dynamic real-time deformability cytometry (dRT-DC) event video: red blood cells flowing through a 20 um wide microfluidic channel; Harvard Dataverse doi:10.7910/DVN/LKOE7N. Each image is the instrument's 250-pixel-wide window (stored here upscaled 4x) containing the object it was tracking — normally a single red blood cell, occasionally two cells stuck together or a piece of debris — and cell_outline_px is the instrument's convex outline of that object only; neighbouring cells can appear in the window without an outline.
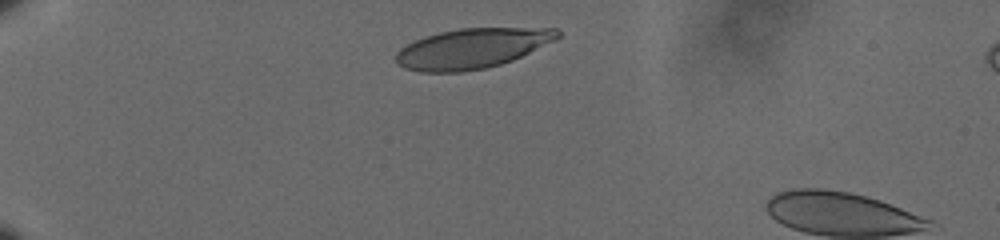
{"species": "human", "species_latin": "Homo sapiens", "temperature_condition": "cold", "stored_images_in_passage": 13, "camera_frame_rate_fps": 3000, "um_per_image_px": 0.085, "donor": {"sex": "male"}, "frame": {"image": 1, "passage_image": 4, "time_ms": 1.0, "image_size_px": [1000, 240], "cell_outline_px": [[560, 36], [556, 40], [512, 60], [500, 64], [484, 68], [460, 72], [420, 72], [404, 68], [396, 64], [396, 52], [400, 48], [424, 36], [440, 32], [460, 28], [556, 28], [560, 32]], "centroid_in_image_um": [40.1, 4.11], "position_along_channel_um": 44.9, "area_um2": 37.57}}
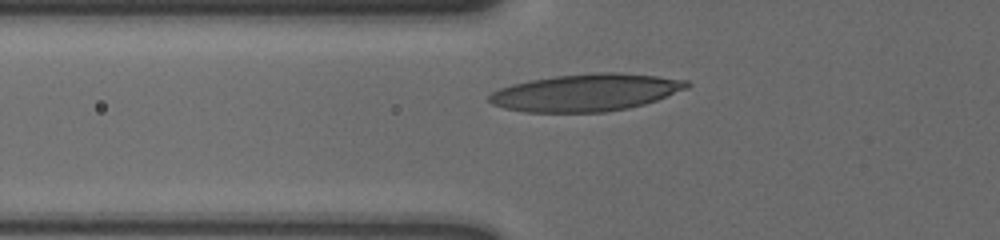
{"frame": {"image": 2, "passage_image": 11, "time_ms": 3.333, "image_size_px": [1000, 240], "cell_outline_px": [[692, 84], [688, 88], [656, 100], [644, 104], [628, 108], [604, 112], [528, 112], [504, 108], [492, 104], [488, 100], [488, 96], [492, 92], [500, 88], [512, 84], [528, 80], [556, 76], [600, 72], [620, 72], [656, 76], [688, 80]], "centroid_in_image_um": [49.81, 7.86], "position_along_channel_um": 76.0, "area_um2": 42.89}}